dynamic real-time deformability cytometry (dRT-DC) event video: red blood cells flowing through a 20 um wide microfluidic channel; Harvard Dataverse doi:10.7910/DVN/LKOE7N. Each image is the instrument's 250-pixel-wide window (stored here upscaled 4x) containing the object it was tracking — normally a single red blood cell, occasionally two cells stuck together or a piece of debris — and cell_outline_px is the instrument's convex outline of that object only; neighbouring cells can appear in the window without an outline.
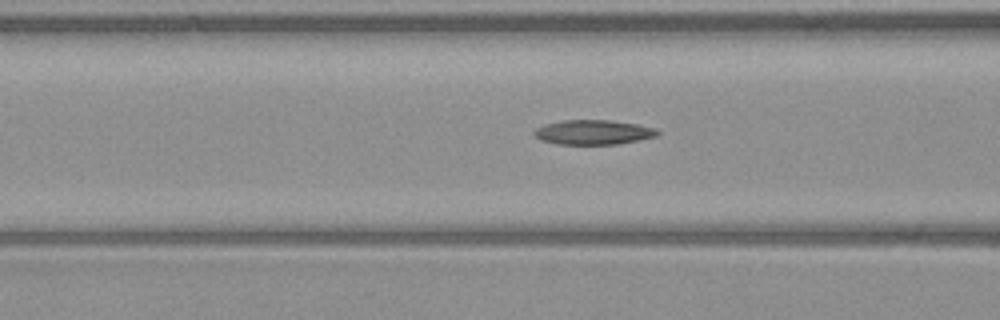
{"species": "common noctule bat (a hibernating species)", "species_latin": "Nyctalus noctula", "temperature_condition": "warm", "stored_images_in_passage": 9, "camera_frame_rate_fps": 3000, "um_per_image_px": 0.085, "animal": {"sex": "male", "body_mass_g": 23.1, "forearm_length_mm": 52.7}, "frame": {"image": 1, "passage_image": 7, "time_ms": 2.0, "image_size_px": [1000, 320], "cell_outline_px": [[660, 132], [656, 136], [616, 144], [556, 144], [540, 140], [532, 132], [536, 128], [544, 124], [560, 120], [608, 120], [636, 124], [656, 128]], "centroid_in_image_um": [50.38, 11.23], "position_along_channel_um": 116.2, "area_um2": 17.63}}